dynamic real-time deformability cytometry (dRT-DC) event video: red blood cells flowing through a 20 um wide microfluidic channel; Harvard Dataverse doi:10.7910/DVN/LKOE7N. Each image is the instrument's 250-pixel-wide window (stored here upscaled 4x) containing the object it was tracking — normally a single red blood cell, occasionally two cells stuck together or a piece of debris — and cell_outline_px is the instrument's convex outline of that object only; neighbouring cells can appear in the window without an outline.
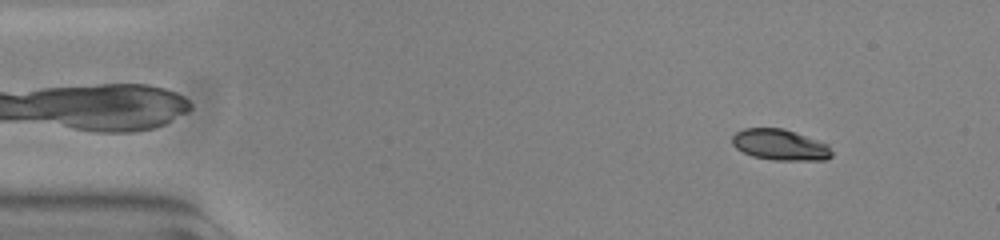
{"species": "common noctule bat (a hibernating species)", "species_latin": "Nyctalus noctula", "temperature_condition": "warm", "stored_images_in_passage": 54, "camera_frame_rate_fps": 3000, "um_per_image_px": 0.085, "animal": {"sex": "female", "body_mass_g": 23.0, "forearm_length_mm": 53.4}, "frame": {"image": 1, "passage_image": 6, "time_ms": 1.667, "image_size_px": [1000, 240], "cell_outline_px": [[832, 156], [824, 160], [772, 160], [752, 156], [736, 148], [732, 144], [732, 136], [736, 132], [744, 128], [784, 128], [796, 132], [828, 144], [832, 152]], "centroid_in_image_um": [66.3, 12.3], "position_along_channel_um": 18.7, "area_um2": 18.03}}
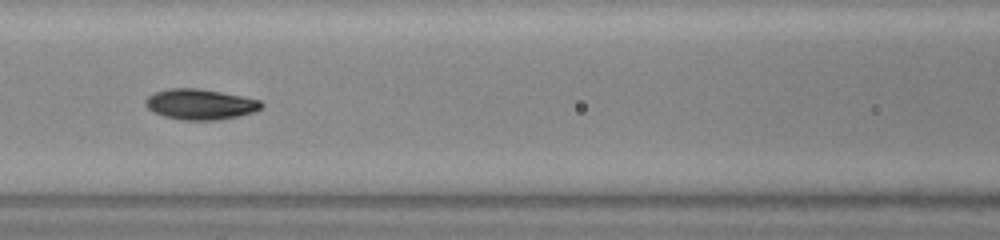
{"frame": {"image": 2, "passage_image": 24, "time_ms": 7.667, "image_size_px": [1000, 240], "cell_outline_px": [[264, 104], [260, 108], [252, 112], [236, 116], [216, 120], [184, 120], [164, 116], [152, 112], [144, 104], [144, 100], [148, 96], [156, 92], [168, 88], [196, 88], [220, 92], [260, 100]], "centroid_in_image_um": [16.96, 8.86], "position_along_channel_um": 149.6, "area_um2": 20.4}}
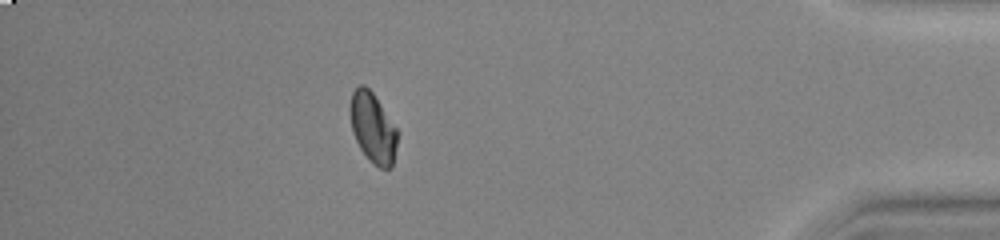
{"frame": {"image": 3, "passage_image": 48, "time_ms": 15.667, "image_size_px": [1000, 240], "cell_outline_px": [[400, 132], [392, 168], [380, 168], [372, 164], [368, 160], [360, 148], [352, 132], [348, 108], [352, 92], [360, 84], [364, 84], [372, 92]], "centroid_in_image_um": [31.7, 10.88], "position_along_channel_um": 403.5, "area_um2": 19.83}, "authors_computed_cell_mechanics": {"area_um2": 19.6231, "velocity_mm_per_s": 3.764, "shape_relaxation_time_tau1_ms": 4.7225, "shape_relaxation_time_tau2_ms": 1.6925, "deformation_change_tau1": 0.1496, "deformation_change_tau2": 0.0315}}